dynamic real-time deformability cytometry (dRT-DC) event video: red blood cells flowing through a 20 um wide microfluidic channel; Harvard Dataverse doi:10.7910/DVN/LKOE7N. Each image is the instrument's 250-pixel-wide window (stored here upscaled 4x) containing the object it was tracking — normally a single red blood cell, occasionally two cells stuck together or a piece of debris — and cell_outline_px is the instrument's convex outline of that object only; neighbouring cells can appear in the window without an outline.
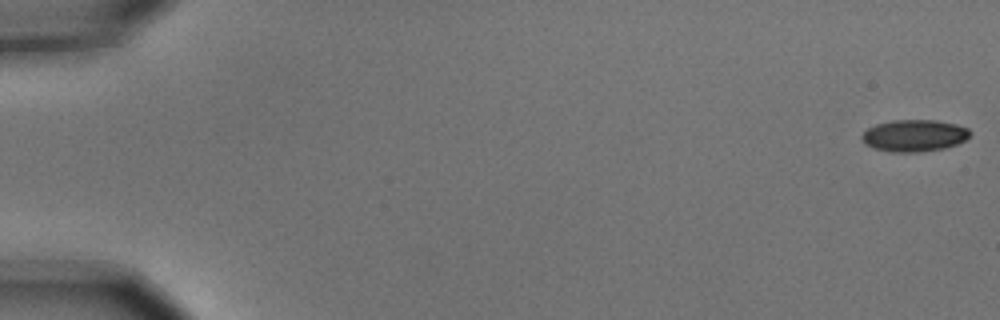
{"species": "common noctule bat (a hibernating species)", "species_latin": "Nyctalus noctula", "temperature_condition": "cold", "stored_images_in_passage": 10, "camera_frame_rate_fps": 3000, "um_per_image_px": 0.085, "animal": {"sex": "male", "body_mass_g": 15.6}, "frame": {"image": 1, "passage_image": 1, "time_ms": 0.0, "image_size_px": [1000, 320], "cell_outline_px": [[972, 132], [964, 140], [956, 144], [944, 148], [920, 152], [888, 152], [864, 144], [860, 136], [868, 128], [876, 124], [892, 120], [936, 120], [956, 124], [968, 128]], "centroid_in_image_um": [77.69, 11.52], "position_along_channel_um": 7.3, "area_um2": 20.11}}
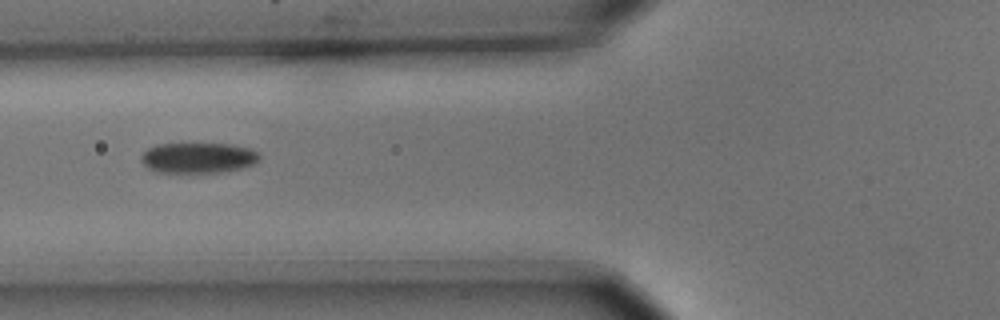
{"frame": {"image": 2, "passage_image": 6, "time_ms": 1.667, "image_size_px": [1000, 320], "cell_outline_px": [[260, 160], [256, 164], [244, 168], [224, 172], [156, 172], [148, 168], [140, 160], [140, 156], [148, 148], [156, 144], [232, 144], [252, 148], [260, 152]], "centroid_in_image_um": [16.91, 13.41], "position_along_channel_um": 108.9, "area_um2": 21.39}}
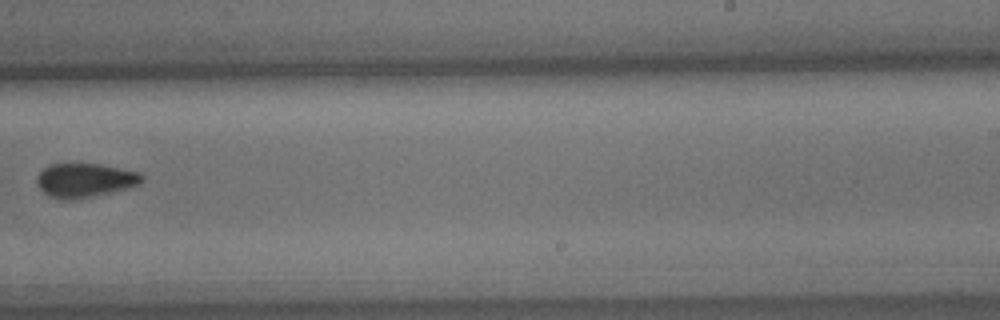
{"frame": {"image": 3, "passage_image": 10, "time_ms": 3.0, "image_size_px": [1000, 320], "cell_outline_px": [[144, 176], [136, 184], [128, 188], [80, 200], [60, 200], [48, 196], [36, 184], [36, 176], [48, 164], [100, 164], [140, 172]], "centroid_in_image_um": [7.16, 15.34], "position_along_channel_um": 281.8, "area_um2": 21.04}}